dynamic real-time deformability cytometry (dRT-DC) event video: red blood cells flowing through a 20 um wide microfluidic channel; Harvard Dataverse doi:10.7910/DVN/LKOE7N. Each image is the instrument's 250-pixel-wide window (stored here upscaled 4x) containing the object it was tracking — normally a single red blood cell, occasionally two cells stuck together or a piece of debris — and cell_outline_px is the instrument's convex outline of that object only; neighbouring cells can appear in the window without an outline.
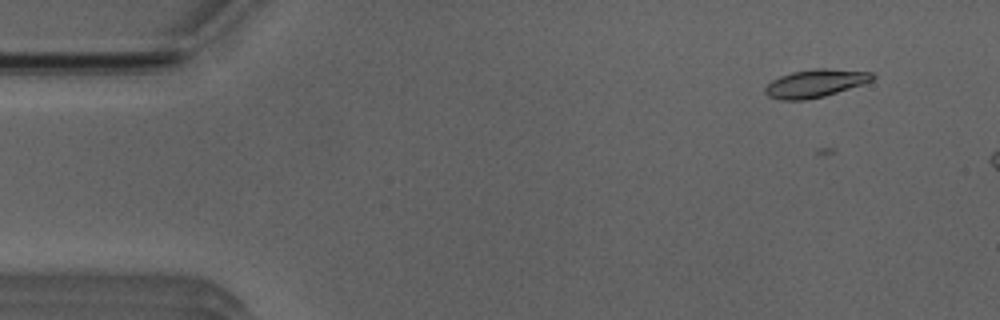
{"species": "Egyptian fruit bat (a non-hibernating species)", "species_latin": "Rousettus aegyptiacus", "temperature_condition": "room temperature", "stored_images_in_passage": 8, "camera_frame_rate_fps": 3000, "um_per_image_px": 0.085, "animal": {"sex": "male"}, "frame": {"image": 1, "passage_image": 1, "time_ms": 0.0, "image_size_px": [1000, 320], "cell_outline_px": [[876, 76], [872, 80], [824, 96], [804, 100], [780, 100], [768, 96], [764, 92], [764, 88], [772, 80], [780, 76], [792, 72], [816, 68], [824, 68], [872, 72]], "centroid_in_image_um": [69.26, 7.08], "position_along_channel_um": 15.7, "area_um2": 17.22}}